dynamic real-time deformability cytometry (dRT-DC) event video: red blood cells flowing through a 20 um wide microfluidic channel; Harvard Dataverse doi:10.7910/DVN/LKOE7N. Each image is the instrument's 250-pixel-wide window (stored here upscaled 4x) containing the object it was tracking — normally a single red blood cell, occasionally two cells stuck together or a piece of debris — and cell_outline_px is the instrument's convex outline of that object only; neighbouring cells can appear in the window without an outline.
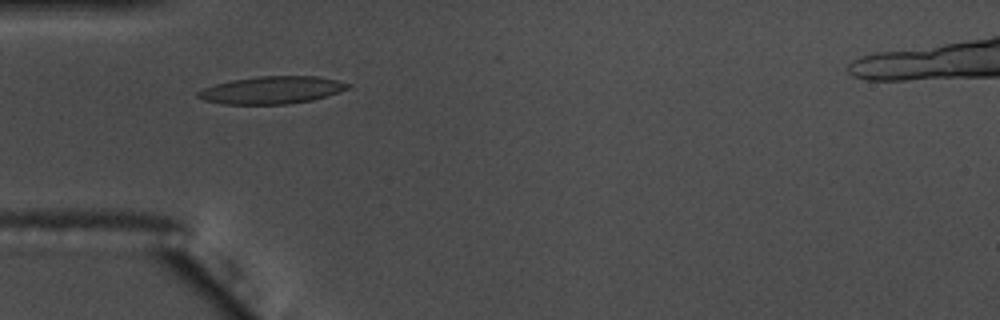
{"species": "common noctule bat (a hibernating species)", "species_latin": "Nyctalus noctula", "temperature_condition": "warm", "stored_images_in_passage": 39, "camera_frame_rate_fps": 3000, "um_per_image_px": 0.085, "animal": {"sex": "male", "body_mass_g": 17.5, "forearm_length_mm": 52.3}, "frame": {"image": 1, "passage_image": 1, "time_ms": 0.0, "image_size_px": [1000, 320], "cell_outline_px": [[352, 84], [348, 88], [340, 92], [312, 100], [288, 104], [224, 104], [204, 100], [196, 96], [196, 92], [204, 88], [216, 84], [232, 80], [260, 76], [316, 76], [336, 80]], "centroid_in_image_um": [23.11, 7.66], "position_along_channel_um": 61.9, "area_um2": 23.87}}
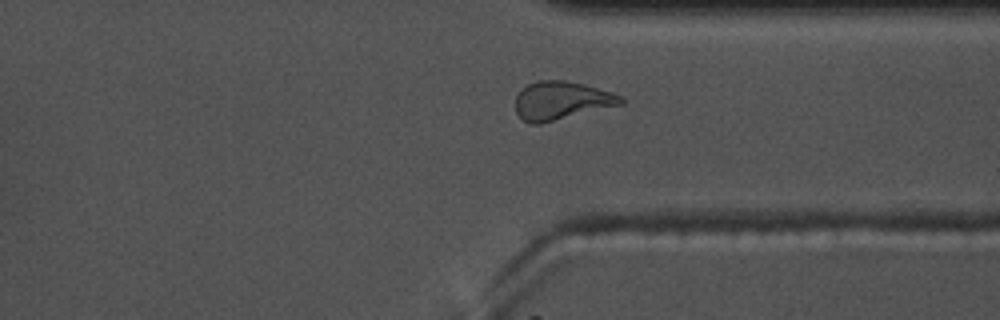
{"frame": {"image": 2, "passage_image": 26, "time_ms": 8.333, "image_size_px": [1000, 320], "cell_outline_px": [[624, 104], [540, 124], [532, 124], [524, 120], [516, 112], [516, 96], [528, 84], [536, 80], [564, 80], [584, 84], [612, 92], [620, 96], [624, 100]], "centroid_in_image_um": [47.73, 8.55], "position_along_channel_um": 363.7, "area_um2": 23.47}}
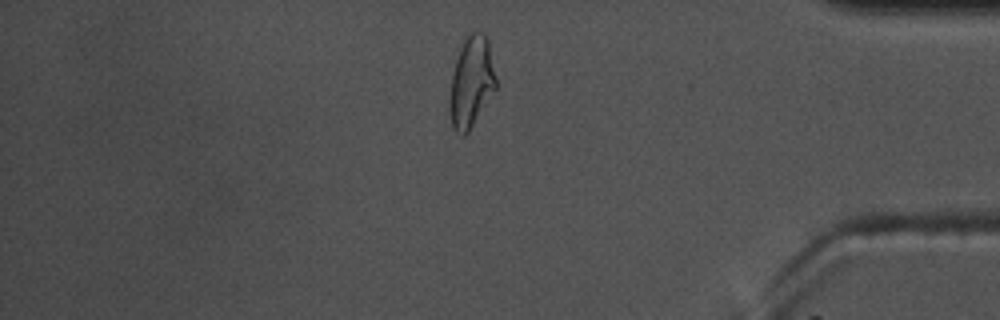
{"frame": {"image": 3, "passage_image": 31, "time_ms": 10.0, "image_size_px": [1000, 320], "cell_outline_px": [[496, 88], [468, 132], [464, 136], [460, 136], [452, 128], [448, 104], [448, 100], [452, 76], [456, 60], [460, 48], [464, 40], [472, 32], [484, 32], [488, 40], [496, 76]], "centroid_in_image_um": [40.05, 7.0], "position_along_channel_um": 395.2, "area_um2": 24.45}, "authors_computed_cell_mechanics": {"area_um2": 22.9466, "velocity_mm_per_s": 3.6378, "shape_relaxation_time_tau1_ms": 11.1641, "shape_relaxation_time_tau2_ms": 2.0516, "deformation_change_tau1": 0.2756, "deformation_change_tau2": 0.0924}}